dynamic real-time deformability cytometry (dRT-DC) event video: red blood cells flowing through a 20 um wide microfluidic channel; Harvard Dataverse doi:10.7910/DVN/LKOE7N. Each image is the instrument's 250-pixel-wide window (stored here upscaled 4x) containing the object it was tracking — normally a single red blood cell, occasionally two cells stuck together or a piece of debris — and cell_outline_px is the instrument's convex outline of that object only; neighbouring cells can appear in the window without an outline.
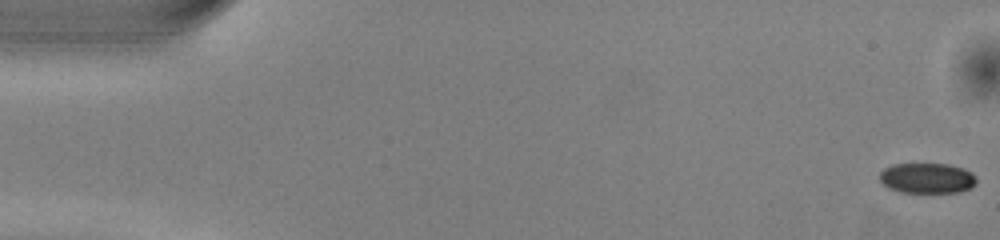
{"species": "common noctule bat (a hibernating species)", "species_latin": "Nyctalus noctula", "temperature_condition": "warm", "stored_images_in_passage": 51, "camera_frame_rate_fps": 3000, "um_per_image_px": 0.085, "animal": {"sex": "male", "body_mass_g": 13.0, "forearm_length_mm": 53.1}, "frame": {"image": 1, "passage_image": 1, "time_ms": 0.0, "image_size_px": [1000, 240], "cell_outline_px": [[976, 184], [972, 188], [960, 192], [900, 192], [888, 188], [880, 180], [880, 172], [884, 168], [892, 164], [948, 164], [964, 168], [972, 172], [976, 176]], "centroid_in_image_um": [78.83, 15.14], "position_along_channel_um": 6.2, "area_um2": 17.28}}
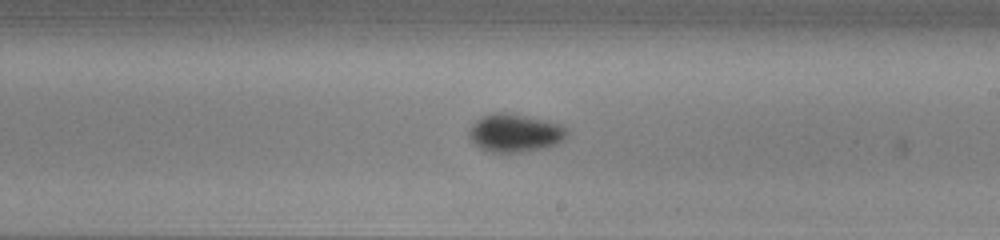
{"frame": {"image": 2, "passage_image": 30, "time_ms": 9.667, "image_size_px": [1000, 240], "cell_outline_px": [[568, 136], [564, 140], [556, 144], [544, 148], [520, 152], [492, 152], [480, 148], [468, 136], [468, 132], [472, 124], [476, 120], [492, 112], [512, 112], [548, 120], [560, 124], [568, 128]], "centroid_in_image_um": [43.81, 11.28], "position_along_channel_um": 245.2, "area_um2": 22.08}}
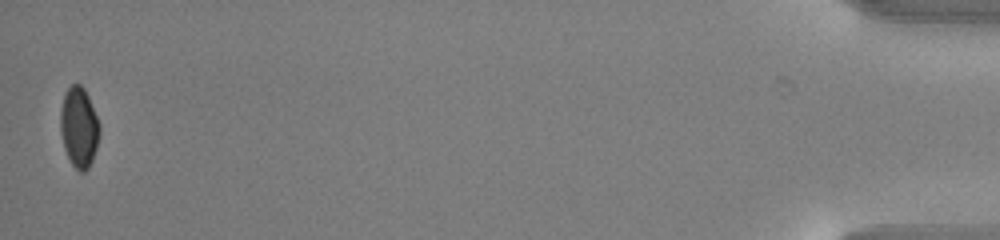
{"frame": {"image": 3, "passage_image": 51, "time_ms": 16.667, "image_size_px": [1000, 240], "cell_outline_px": [[100, 132], [96, 148], [92, 160], [88, 168], [84, 172], [80, 172], [72, 164], [64, 148], [60, 132], [60, 108], [64, 92], [72, 84], [80, 84], [84, 88], [88, 96], [100, 124]], "centroid_in_image_um": [6.7, 10.79], "position_along_channel_um": 428.5, "area_um2": 18.38}, "authors_computed_cell_mechanics": {"area_um2": 19.3052, "velocity_mm_per_s": 4.0333, "shape_relaxation_time_tau1_ms": 1.7774, "shape_relaxation_time_tau2_ms": null, "deformation_change_tau1": 0.0587, "deformation_change_tau2": null}}